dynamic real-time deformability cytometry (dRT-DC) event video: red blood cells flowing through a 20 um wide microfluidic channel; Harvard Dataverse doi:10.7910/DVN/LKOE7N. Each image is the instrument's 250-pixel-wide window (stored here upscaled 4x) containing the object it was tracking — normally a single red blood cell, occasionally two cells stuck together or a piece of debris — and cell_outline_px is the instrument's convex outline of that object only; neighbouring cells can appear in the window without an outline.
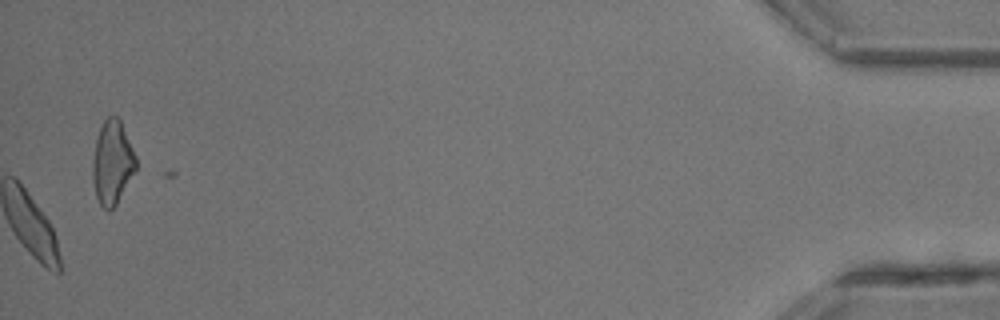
{"species": "common noctule bat (a hibernating species)", "species_latin": "Nyctalus noctula", "temperature_condition": "room temperature", "stored_images_in_passage": 30, "camera_frame_rate_fps": 3000, "um_per_image_px": 0.085, "animal": {"sex": "male", "body_mass_g": 13.3}, "frame": {"image": 1, "passage_image": 30, "time_ms": 9.667, "image_size_px": [1000, 320], "cell_outline_px": [[136, 168], [116, 204], [108, 212], [100, 204], [96, 196], [92, 180], [92, 160], [96, 140], [100, 128], [104, 120], [108, 116], [116, 116], [120, 120], [136, 156]], "centroid_in_image_um": [9.52, 13.82], "position_along_channel_um": 425.7, "area_um2": 20.87}}